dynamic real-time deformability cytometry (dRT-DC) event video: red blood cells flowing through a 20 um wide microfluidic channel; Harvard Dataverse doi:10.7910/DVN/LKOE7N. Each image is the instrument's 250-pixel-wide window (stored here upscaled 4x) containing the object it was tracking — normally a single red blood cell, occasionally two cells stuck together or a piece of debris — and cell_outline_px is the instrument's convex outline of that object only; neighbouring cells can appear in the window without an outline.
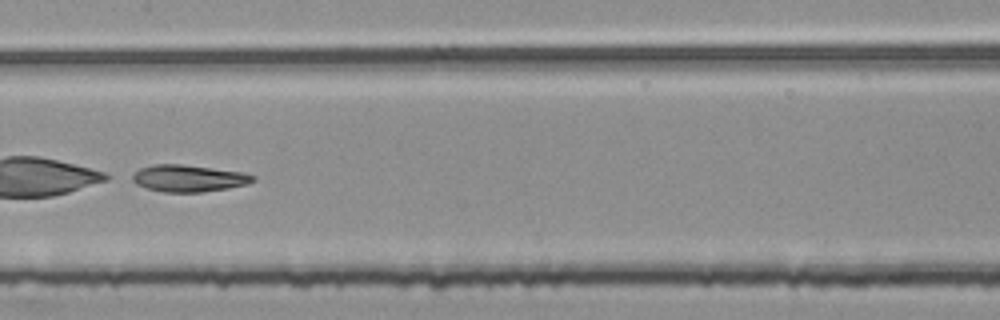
{"species": "common noctule bat (a hibernating species)", "species_latin": "Nyctalus noctula", "temperature_condition": "room temperature", "stored_images_in_passage": 51, "camera_frame_rate_fps": 3000, "um_per_image_px": 0.085, "animal": {"sex": "female", "body_mass_g": 25.1}, "frame": {"image": 1, "passage_image": 27, "time_ms": 8.667, "image_size_px": [1000, 320], "cell_outline_px": [[256, 180], [248, 184], [228, 188], [200, 192], [164, 192], [148, 188], [136, 184], [132, 180], [132, 176], [140, 168], [152, 164], [180, 164], [240, 172], [256, 176]], "centroid_in_image_um": [16.03, 15.16], "position_along_channel_um": 191.4, "area_um2": 18.67}}
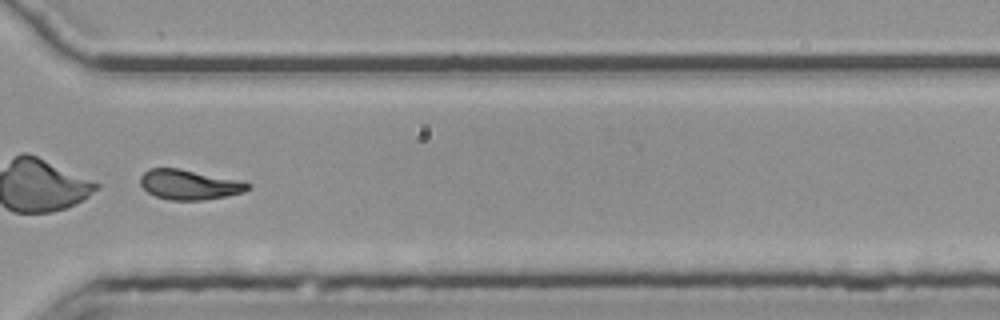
{"frame": {"image": 2, "passage_image": 40, "time_ms": 13.0, "image_size_px": [1000, 320], "cell_outline_px": [[252, 188], [244, 192], [228, 196], [204, 200], [168, 200], [156, 196], [148, 192], [140, 184], [140, 176], [148, 168], [180, 168], [236, 180], [252, 184]], "centroid_in_image_um": [16.09, 15.7], "position_along_channel_um": 354.5, "area_um2": 18.79}}